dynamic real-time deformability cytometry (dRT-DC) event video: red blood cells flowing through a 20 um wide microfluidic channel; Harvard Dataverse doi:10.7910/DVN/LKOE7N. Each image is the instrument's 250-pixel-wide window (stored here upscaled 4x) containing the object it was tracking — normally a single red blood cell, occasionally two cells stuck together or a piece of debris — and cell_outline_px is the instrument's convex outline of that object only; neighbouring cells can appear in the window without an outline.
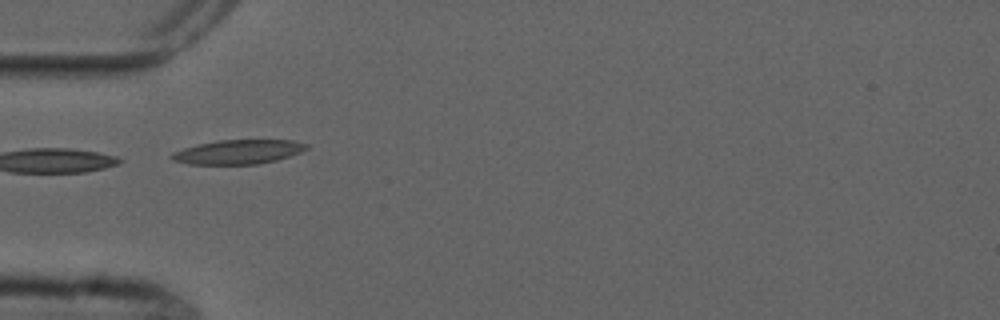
{"species": "common noctule bat (a hibernating species)", "species_latin": "Nyctalus noctula", "temperature_condition": "cold", "stored_images_in_passage": 2, "camera_frame_rate_fps": 3000, "um_per_image_px": 0.085, "animal": {"sex": "male", "forearm_length_mm": 52.5}, "frame": {"image": 1, "passage_image": 2, "time_ms": 1.667, "image_size_px": [1000, 320], "cell_outline_px": [[308, 148], [300, 152], [276, 160], [260, 164], [188, 164], [172, 160], [168, 156], [172, 152], [184, 148], [200, 144], [220, 140], [292, 140], [308, 144]], "centroid_in_image_um": [20.23, 12.91], "position_along_channel_um": 64.8, "area_um2": 18.96}}